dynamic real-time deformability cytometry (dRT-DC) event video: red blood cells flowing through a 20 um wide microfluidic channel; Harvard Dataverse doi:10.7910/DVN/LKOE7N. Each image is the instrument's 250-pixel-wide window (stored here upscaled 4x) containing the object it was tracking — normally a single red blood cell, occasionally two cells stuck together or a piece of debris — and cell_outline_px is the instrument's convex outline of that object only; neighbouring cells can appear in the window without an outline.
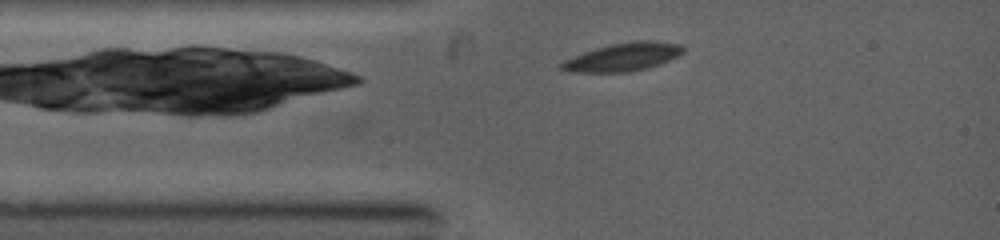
{"species": "common noctule bat (a hibernating species)", "species_latin": "Nyctalus noctula", "temperature_condition": "warm", "stored_images_in_passage": 8, "camera_frame_rate_fps": 5000, "um_per_image_px": 0.085, "animal": {"sex": "female", "body_mass_g": 19.0, "forearm_length_mm": 53.3}, "frame": {"image": 1, "passage_image": 3, "time_ms": 0.6, "image_size_px": [1000, 240], "cell_outline_px": [[684, 52], [660, 64], [648, 68], [628, 72], [568, 72], [560, 68], [556, 64], [564, 60], [584, 52], [596, 48], [612, 44], [632, 40], [656, 40], [684, 44]], "centroid_in_image_um": [52.97, 4.83], "position_along_channel_um": 32.0, "area_um2": 20.23}}